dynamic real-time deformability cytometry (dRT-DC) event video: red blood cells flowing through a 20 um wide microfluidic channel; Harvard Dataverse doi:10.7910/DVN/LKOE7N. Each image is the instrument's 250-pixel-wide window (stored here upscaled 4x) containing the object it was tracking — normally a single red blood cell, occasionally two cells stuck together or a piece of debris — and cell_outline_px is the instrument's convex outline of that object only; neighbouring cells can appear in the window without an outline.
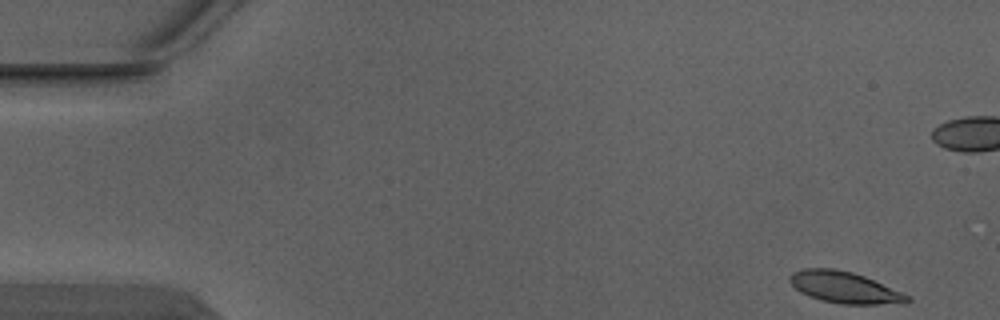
{"species": "Egyptian fruit bat (a non-hibernating species)", "species_latin": "Rousettus aegyptiacus", "temperature_condition": "warm", "stored_images_in_passage": 6, "segment_of_instrument_passage": [1, 2], "camera_frame_rate_fps": 3000, "um_per_image_px": 0.085, "animal": {"sex": "male"}, "frame": {"image": 1, "passage_image": 1, "time_ms": 0.0, "image_size_px": [1000, 320], "cell_outline_px": [[912, 300], [908, 304], [840, 304], [820, 300], [808, 296], [800, 292], [788, 280], [788, 276], [792, 272], [804, 268], [832, 268], [852, 272], [864, 276], [912, 296]], "centroid_in_image_um": [71.82, 24.44], "position_along_channel_um": 13.2, "area_um2": 21.85}}
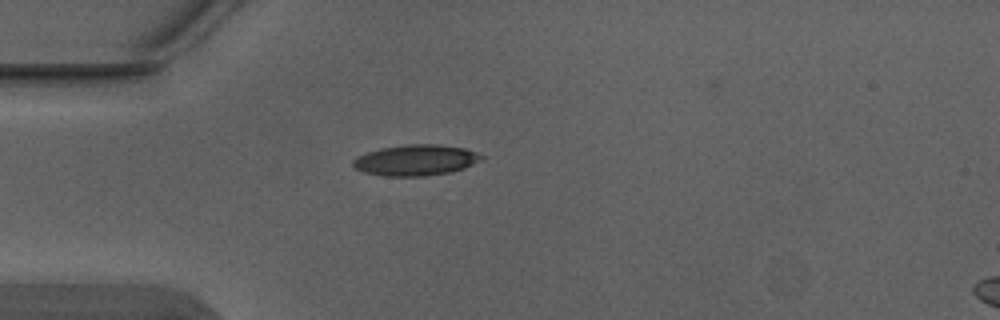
{"frame": {"image": 2, "passage_image": 5, "time_ms": 1.333, "image_size_px": [1000, 320], "cell_outline_px": [[484, 156], [480, 160], [464, 168], [452, 172], [424, 176], [384, 176], [364, 172], [356, 168], [352, 164], [352, 160], [356, 156], [380, 148], [408, 144], [440, 144], [464, 148], [476, 152]], "centroid_in_image_um": [35.33, 13.61], "position_along_channel_um": 49.7, "area_um2": 23.12}}